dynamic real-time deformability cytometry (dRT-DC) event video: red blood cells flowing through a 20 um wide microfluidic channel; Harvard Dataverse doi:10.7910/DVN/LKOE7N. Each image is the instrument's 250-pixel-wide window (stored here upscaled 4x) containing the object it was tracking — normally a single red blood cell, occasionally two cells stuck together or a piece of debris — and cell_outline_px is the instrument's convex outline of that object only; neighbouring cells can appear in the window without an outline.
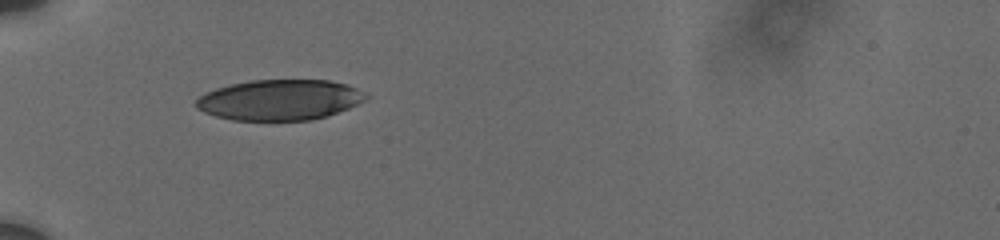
{"species": "human", "species_latin": "Homo sapiens", "temperature_condition": "cold", "stored_images_in_passage": 12, "camera_frame_rate_fps": 3000, "um_per_image_px": 0.085, "donor": {"sex": "male"}, "frame": {"image": 1, "passage_image": 1, "time_ms": 0.0, "image_size_px": [1000, 240], "cell_outline_px": [[368, 96], [364, 100], [348, 108], [312, 120], [232, 120], [216, 116], [204, 112], [196, 108], [196, 100], [204, 92], [216, 88], [232, 84], [252, 80], [328, 80], [344, 84], [356, 88], [364, 92]], "centroid_in_image_um": [23.73, 8.49], "position_along_channel_um": 61.3, "area_um2": 39.82}}
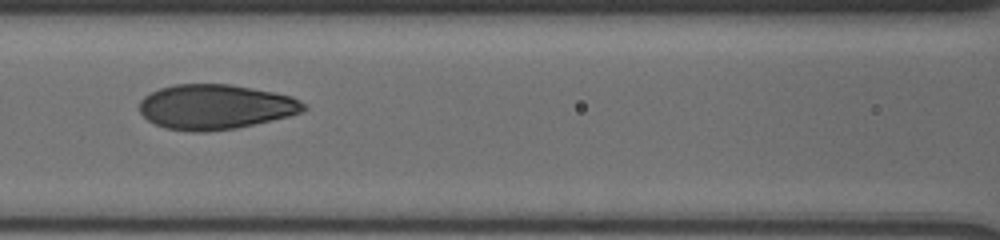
{"frame": {"image": 2, "passage_image": 6, "time_ms": 2.667, "image_size_px": [1000, 240], "cell_outline_px": [[308, 108], [304, 112], [272, 120], [236, 128], [204, 132], [192, 132], [164, 128], [148, 120], [140, 112], [140, 100], [144, 96], [160, 88], [172, 84], [232, 84], [292, 96], [308, 104]], "centroid_in_image_um": [18.33, 9.08], "position_along_channel_um": 148.3, "area_um2": 43.18}}
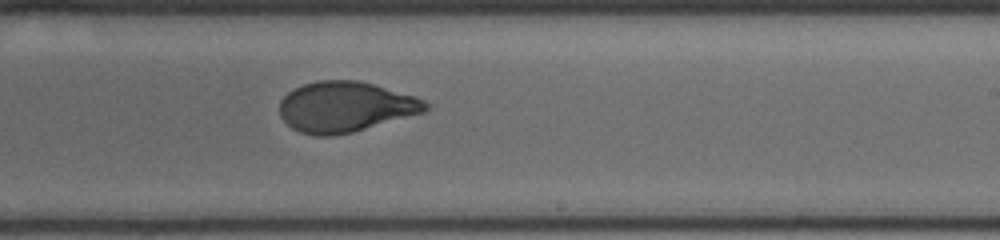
{"frame": {"image": 3, "passage_image": 12, "time_ms": 5.667, "image_size_px": [1000, 240], "cell_outline_px": [[432, 104], [424, 112], [352, 132], [332, 136], [316, 136], [300, 132], [292, 128], [280, 116], [280, 100], [288, 92], [304, 84], [320, 80], [356, 80], [372, 84], [416, 96]], "centroid_in_image_um": [29.36, 9.08], "position_along_channel_um": 259.6, "area_um2": 42.71}}